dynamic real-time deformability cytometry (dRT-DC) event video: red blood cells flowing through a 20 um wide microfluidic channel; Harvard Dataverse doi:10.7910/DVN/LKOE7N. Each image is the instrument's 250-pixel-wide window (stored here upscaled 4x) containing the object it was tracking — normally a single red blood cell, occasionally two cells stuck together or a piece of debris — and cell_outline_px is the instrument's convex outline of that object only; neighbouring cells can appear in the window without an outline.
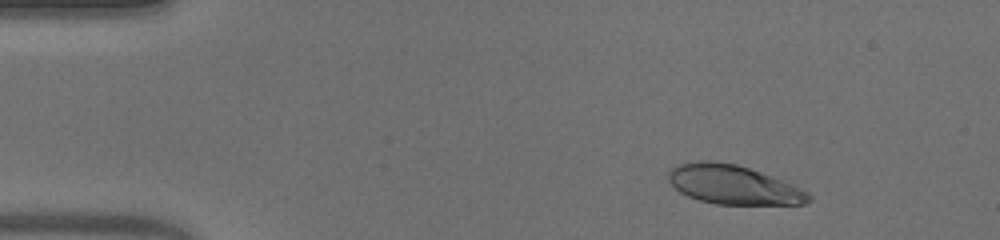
{"species": "human", "species_latin": "Homo sapiens", "temperature_condition": "warm", "stored_images_in_passage": 51, "camera_frame_rate_fps": 3000, "um_per_image_px": 0.085, "donor": {"sex": "male"}, "frame": {"image": 1, "passage_image": 6, "time_ms": 1.667, "image_size_px": [1000, 240], "cell_outline_px": [[812, 200], [804, 204], [716, 204], [700, 200], [688, 196], [680, 192], [668, 180], [668, 168], [676, 164], [692, 160], [716, 160], [736, 164], [772, 176], [792, 184], [808, 192], [812, 196]], "centroid_in_image_um": [62.29, 15.68], "position_along_channel_um": 22.7, "area_um2": 32.19}}
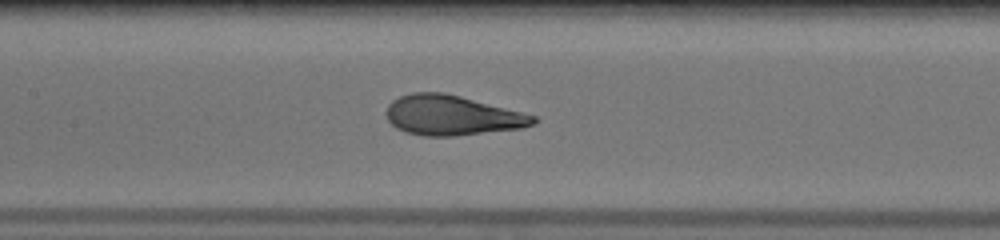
{"frame": {"image": 2, "passage_image": 24, "time_ms": 7.667, "image_size_px": [1000, 240], "cell_outline_px": [[536, 124], [520, 128], [452, 136], [424, 136], [408, 132], [396, 128], [388, 120], [388, 104], [392, 100], [400, 96], [412, 92], [444, 92], [460, 96], [536, 116]], "centroid_in_image_um": [38.4, 9.8], "position_along_channel_um": 169.0, "area_um2": 33.76}}
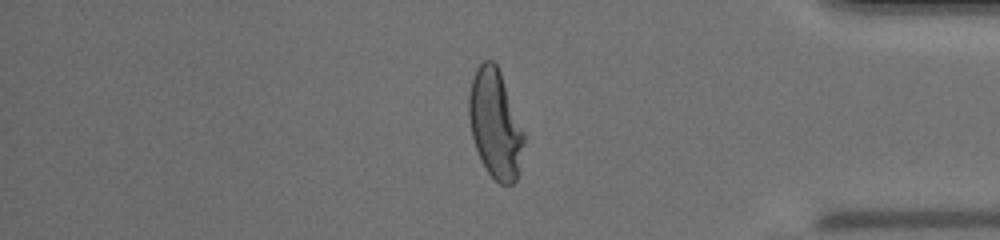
{"frame": {"image": 3, "passage_image": 43, "time_ms": 14.0, "image_size_px": [1000, 240], "cell_outline_px": [[524, 144], [516, 180], [512, 184], [500, 184], [488, 172], [480, 160], [472, 136], [468, 116], [468, 96], [472, 80], [476, 68], [484, 60], [492, 60], [496, 64], [500, 72], [524, 132]], "centroid_in_image_um": [42.07, 10.54], "position_along_channel_um": 393.1, "area_um2": 34.51}, "authors_computed_cell_mechanics": {"area_um2": 34.1598, "velocity_mm_per_s": 3.9357, "shape_relaxation_time_tau1_ms": 4.2683, "shape_relaxation_time_tau2_ms": null, "deformation_change_tau1": 0.2561, "deformation_change_tau2": null}}